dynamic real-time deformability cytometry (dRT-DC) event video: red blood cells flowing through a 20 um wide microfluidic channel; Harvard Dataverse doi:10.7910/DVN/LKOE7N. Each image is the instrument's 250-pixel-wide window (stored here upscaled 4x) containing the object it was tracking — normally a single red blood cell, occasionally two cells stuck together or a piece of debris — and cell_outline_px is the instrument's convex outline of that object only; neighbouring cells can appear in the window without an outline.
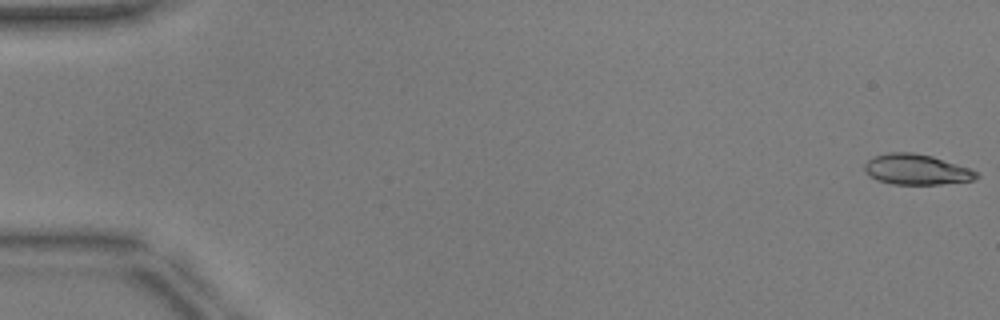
{"species": "common noctule bat (a hibernating species)", "species_latin": "Nyctalus noctula", "temperature_condition": "warm", "stored_images_in_passage": 52, "camera_frame_rate_fps": 3000, "um_per_image_px": 0.085, "animal": {"sex": "male", "body_mass_g": 17.9, "forearm_length_mm": 54.2}, "frame": {"image": 1, "passage_image": 1, "time_ms": 0.0, "image_size_px": [1000, 320], "cell_outline_px": [[980, 176], [976, 180], [940, 184], [892, 184], [876, 180], [864, 168], [864, 164], [868, 160], [876, 156], [888, 152], [912, 152], [932, 156], [972, 168], [980, 172]], "centroid_in_image_um": [77.98, 14.41], "position_along_channel_um": 7.0, "area_um2": 20.0}}
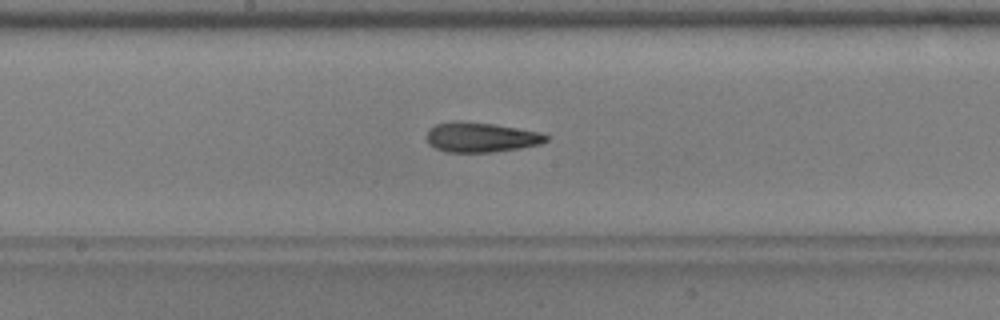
{"frame": {"image": 2, "passage_image": 28, "time_ms": 9.0, "image_size_px": [1000, 320], "cell_outline_px": [[548, 140], [540, 144], [520, 148], [492, 152], [448, 152], [436, 148], [428, 144], [428, 128], [436, 124], [460, 120], [492, 124], [540, 132], [548, 136]], "centroid_in_image_um": [40.87, 11.67], "position_along_channel_um": 207.3, "area_um2": 20.63}}
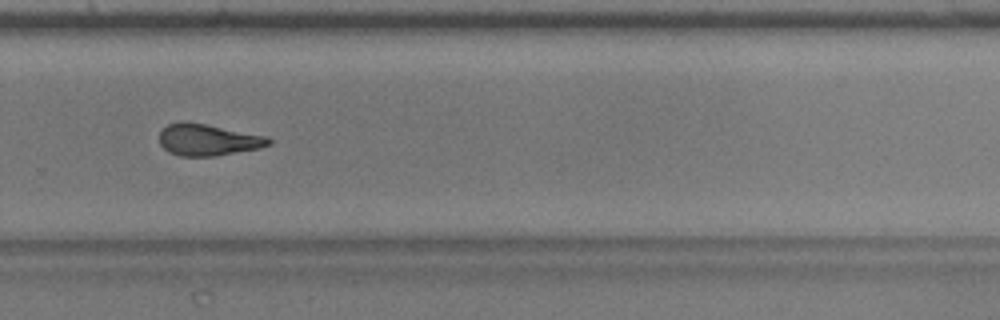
{"frame": {"image": 3, "passage_image": 36, "time_ms": 11.667, "image_size_px": [1000, 320], "cell_outline_px": [[272, 144], [260, 148], [212, 156], [180, 156], [168, 152], [160, 144], [160, 132], [168, 124], [184, 120], [208, 124], [268, 136], [272, 140]], "centroid_in_image_um": [17.69, 11.87], "position_along_channel_um": 312.1, "area_um2": 20.35}, "authors_computed_cell_mechanics": {"area_um2": 20.4901, "velocity_mm_per_s": 3.9517, "shape_relaxation_time_tau1_ms": null, "shape_relaxation_time_tau2_ms": 5.6544, "deformation_change_tau1": null, "deformation_change_tau2": 0.1786}}